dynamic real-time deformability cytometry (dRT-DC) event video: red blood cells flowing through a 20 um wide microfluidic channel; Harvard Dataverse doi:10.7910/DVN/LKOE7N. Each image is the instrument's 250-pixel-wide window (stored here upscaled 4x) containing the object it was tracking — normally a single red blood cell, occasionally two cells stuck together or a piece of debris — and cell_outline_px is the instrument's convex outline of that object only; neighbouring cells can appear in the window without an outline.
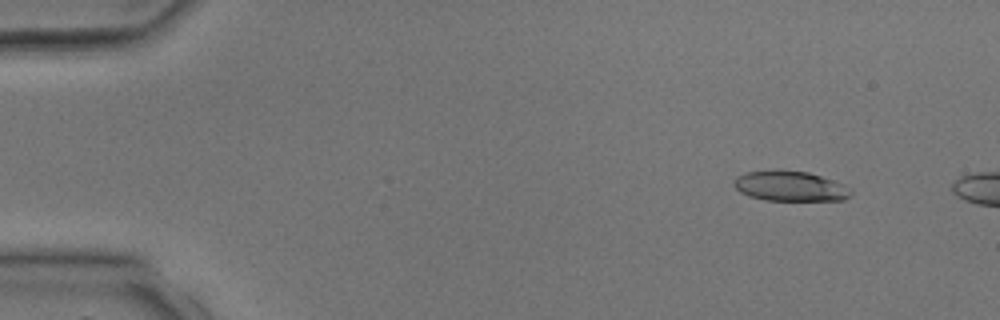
{"species": "common noctule bat (a hibernating species)", "species_latin": "Nyctalus noctula", "temperature_condition": "room temperature", "stored_images_in_passage": 3, "camera_frame_rate_fps": 3000, "um_per_image_px": 0.085, "animal": {"sex": "male", "body_mass_g": 17.9, "forearm_length_mm": 54.2}, "frame": {"image": 1, "passage_image": 1, "time_ms": 0.0, "image_size_px": [1000, 320], "cell_outline_px": [[852, 196], [844, 200], [764, 200], [748, 196], [740, 192], [732, 184], [732, 180], [736, 176], [744, 172], [808, 172], [844, 184], [852, 188]], "centroid_in_image_um": [67.18, 15.86], "position_along_channel_um": 17.8, "area_um2": 20.23}}